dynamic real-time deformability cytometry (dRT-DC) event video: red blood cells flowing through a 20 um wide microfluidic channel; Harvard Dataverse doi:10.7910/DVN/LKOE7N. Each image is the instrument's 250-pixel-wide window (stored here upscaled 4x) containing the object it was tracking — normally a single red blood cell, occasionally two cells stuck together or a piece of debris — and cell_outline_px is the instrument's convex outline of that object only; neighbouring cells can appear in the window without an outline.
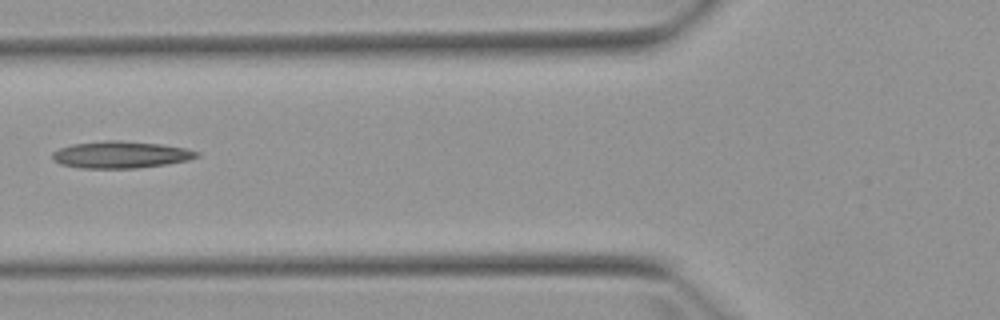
{"species": "Egyptian fruit bat (a non-hibernating species)", "species_latin": "Rousettus aegyptiacus", "temperature_condition": "warm", "stored_images_in_passage": 3, "camera_frame_rate_fps": 3000, "um_per_image_px": 0.085, "animal": {"sex": "female"}, "frame": {"image": 1, "passage_image": 3, "time_ms": 2.333, "image_size_px": [1000, 320], "cell_outline_px": [[200, 156], [188, 160], [164, 164], [136, 168], [80, 168], [60, 164], [52, 160], [52, 152], [60, 148], [72, 144], [104, 140], [120, 140], [160, 144], [188, 148], [200, 152]], "centroid_in_image_um": [10.25, 13.14], "position_along_channel_um": 115.5, "area_um2": 22.77}}